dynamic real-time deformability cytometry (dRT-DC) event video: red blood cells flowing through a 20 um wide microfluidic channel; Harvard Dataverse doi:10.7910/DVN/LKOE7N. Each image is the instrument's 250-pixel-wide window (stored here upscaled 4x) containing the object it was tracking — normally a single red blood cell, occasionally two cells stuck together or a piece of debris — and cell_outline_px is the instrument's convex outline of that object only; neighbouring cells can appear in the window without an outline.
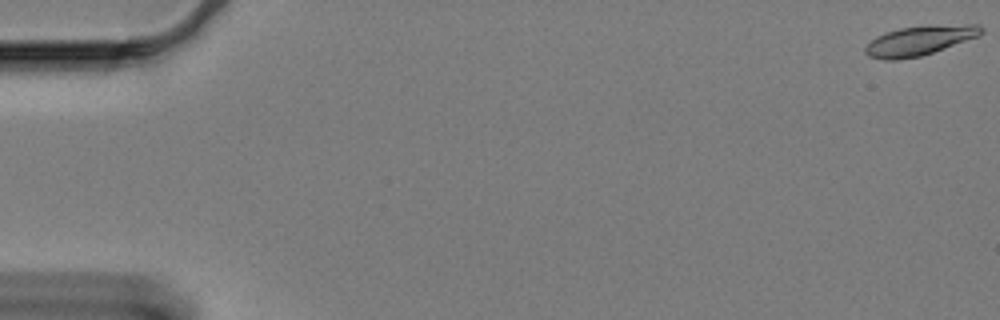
{"species": "Egyptian fruit bat (a non-hibernating species)", "species_latin": "Rousettus aegyptiacus", "temperature_condition": "cold", "stored_images_in_passage": 11, "camera_frame_rate_fps": 3000, "um_per_image_px": 0.085, "animal": {"sex": "female"}, "frame": {"image": 1, "passage_image": 1, "time_ms": 0.0, "image_size_px": [1000, 320], "cell_outline_px": [[984, 32], [980, 36], [920, 56], [896, 60], [884, 60], [868, 56], [864, 52], [864, 48], [876, 36], [884, 32], [900, 28], [928, 24], [980, 24], [984, 28]], "centroid_in_image_um": [78.2, 3.42], "position_along_channel_um": 6.8, "area_um2": 20.35}}